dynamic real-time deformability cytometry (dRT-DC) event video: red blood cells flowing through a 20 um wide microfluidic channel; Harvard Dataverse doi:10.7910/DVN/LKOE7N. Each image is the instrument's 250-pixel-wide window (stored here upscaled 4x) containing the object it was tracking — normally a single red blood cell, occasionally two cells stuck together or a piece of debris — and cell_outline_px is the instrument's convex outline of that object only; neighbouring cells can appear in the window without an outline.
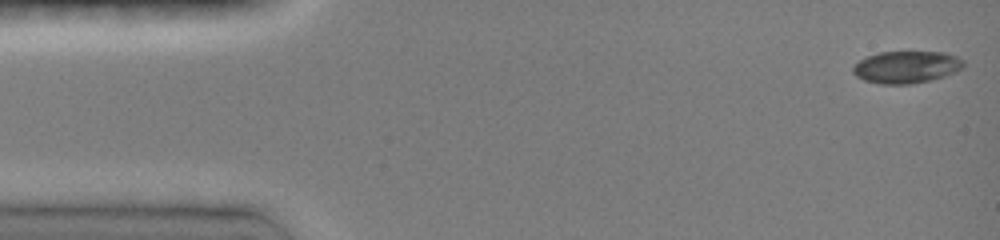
{"species": "common noctule bat (a hibernating species)", "species_latin": "Nyctalus noctula", "temperature_condition": "room temperature", "stored_images_in_passage": 37, "camera_frame_rate_fps": 3000, "um_per_image_px": 0.085, "animal": {"sex": "female", "body_mass_g": 19.0, "forearm_length_mm": 51.5}, "frame": {"image": 1, "passage_image": 1, "time_ms": 0.0, "image_size_px": [1000, 240], "cell_outline_px": [[964, 68], [956, 72], [944, 76], [912, 84], [880, 84], [864, 80], [856, 76], [852, 72], [852, 68], [860, 60], [868, 56], [880, 52], [944, 52], [956, 56], [964, 60]], "centroid_in_image_um": [77.06, 5.7], "position_along_channel_um": 7.9, "area_um2": 20.69}}
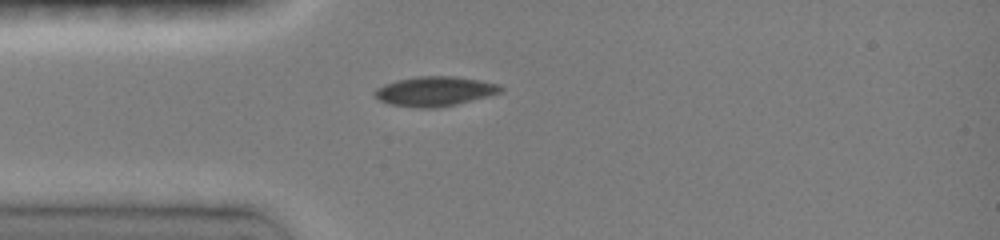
{"frame": {"image": 2, "passage_image": 19, "time_ms": 3.667, "image_size_px": [1000, 240], "cell_outline_px": [[504, 88], [500, 92], [488, 96], [456, 104], [436, 108], [420, 108], [388, 104], [380, 100], [372, 92], [376, 88], [384, 84], [396, 80], [416, 76], [452, 76], [500, 84]], "centroid_in_image_um": [36.92, 7.76], "position_along_channel_um": 48.1, "area_um2": 21.68}}
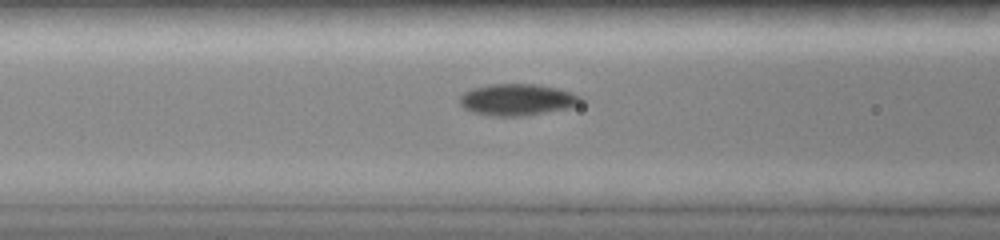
{"frame": {"image": 3, "passage_image": 29, "time_ms": 5.667, "image_size_px": [1000, 240], "cell_outline_px": [[584, 100], [580, 104], [568, 108], [528, 116], [492, 116], [472, 112], [464, 108], [460, 104], [460, 96], [464, 92], [472, 88], [488, 84], [536, 84], [556, 88], [572, 92], [580, 96]], "centroid_in_image_um": [43.97, 8.48], "position_along_channel_um": 122.6, "area_um2": 22.48}}